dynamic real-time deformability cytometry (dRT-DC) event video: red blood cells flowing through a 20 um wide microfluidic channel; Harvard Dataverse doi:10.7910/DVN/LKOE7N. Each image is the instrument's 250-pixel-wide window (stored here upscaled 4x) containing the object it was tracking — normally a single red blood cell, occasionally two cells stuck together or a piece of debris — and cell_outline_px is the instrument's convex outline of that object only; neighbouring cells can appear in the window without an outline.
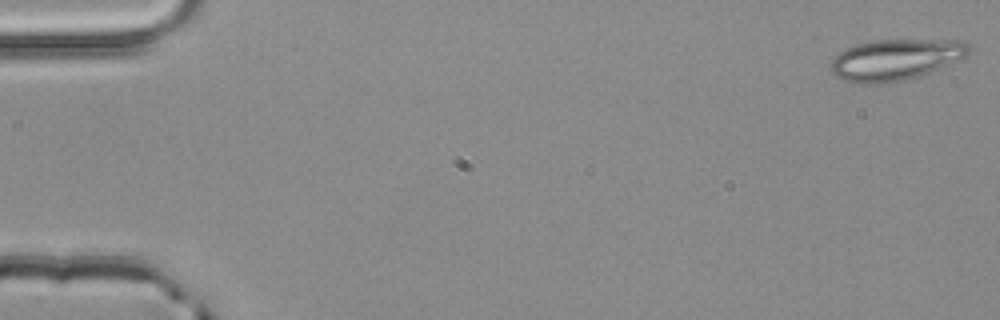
{"species": "common noctule bat (a hibernating species)", "species_latin": "Nyctalus noctula", "temperature_condition": "room temperature", "stored_images_in_passage": 5, "camera_frame_rate_fps": 3000, "um_per_image_px": 0.085, "animal": {"sex": "male", "body_mass_g": 20.4}, "frame": {"image": 1, "passage_image": 1, "time_ms": 0.0, "image_size_px": [1000, 320], "cell_outline_px": [[972, 48], [964, 56], [940, 68], [904, 80], [880, 84], [860, 84], [844, 80], [836, 76], [828, 68], [832, 60], [840, 52], [856, 44], [876, 40], [964, 40]], "centroid_in_image_um": [76.08, 5.07], "position_along_channel_um": 8.9, "area_um2": 32.83}}